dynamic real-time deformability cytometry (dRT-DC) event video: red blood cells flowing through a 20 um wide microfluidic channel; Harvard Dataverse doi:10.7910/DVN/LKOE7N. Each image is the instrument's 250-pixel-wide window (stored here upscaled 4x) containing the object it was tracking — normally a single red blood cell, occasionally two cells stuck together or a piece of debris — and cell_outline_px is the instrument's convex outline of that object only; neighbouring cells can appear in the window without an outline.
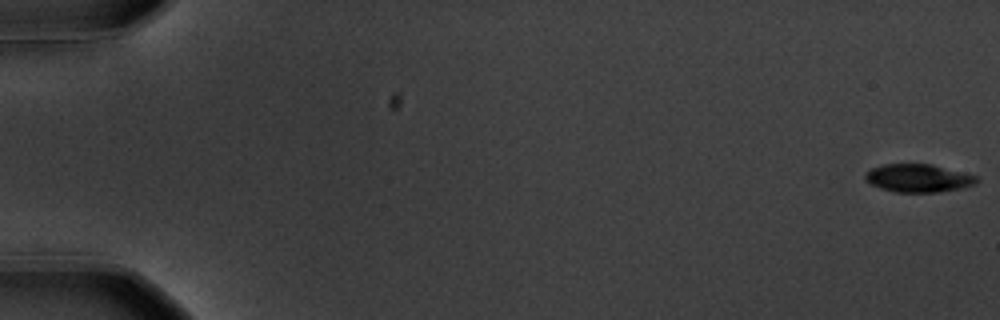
{"species": "common noctule bat (a hibernating species)", "species_latin": "Nyctalus noctula", "temperature_condition": "warm", "stored_images_in_passage": 58, "camera_frame_rate_fps": 3000, "um_per_image_px": 0.085, "animal": {"sex": "male", "body_mass_g": 20.1, "forearm_length_mm": 53.5}, "frame": {"image": 1, "passage_image": 1, "time_ms": 0.0, "image_size_px": [1000, 320], "cell_outline_px": [[980, 180], [976, 184], [960, 188], [936, 192], [896, 192], [880, 188], [864, 180], [864, 176], [872, 168], [884, 164], [932, 164], [976, 176]], "centroid_in_image_um": [78.05, 15.14], "position_along_channel_um": 6.9, "area_um2": 18.03}}
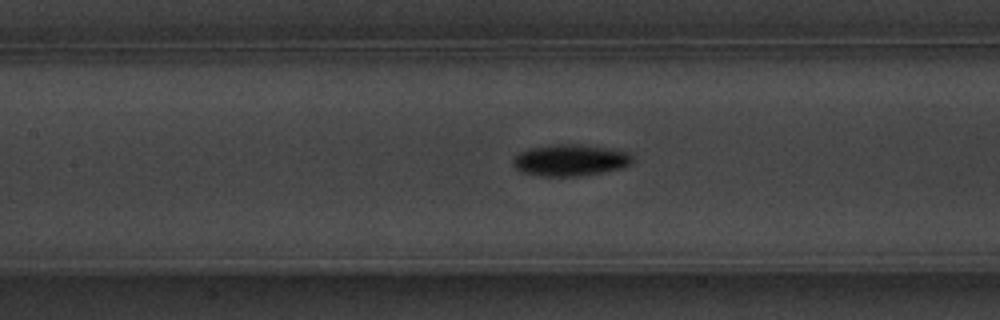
{"frame": {"image": 2, "passage_image": 28, "time_ms": 9.0, "image_size_px": [1000, 320], "cell_outline_px": [[632, 164], [624, 168], [604, 172], [576, 176], [540, 176], [520, 172], [512, 164], [512, 160], [520, 152], [528, 148], [556, 144], [580, 144], [628, 152], [632, 156]], "centroid_in_image_um": [48.46, 13.62], "position_along_channel_um": 158.9, "area_um2": 22.02}}
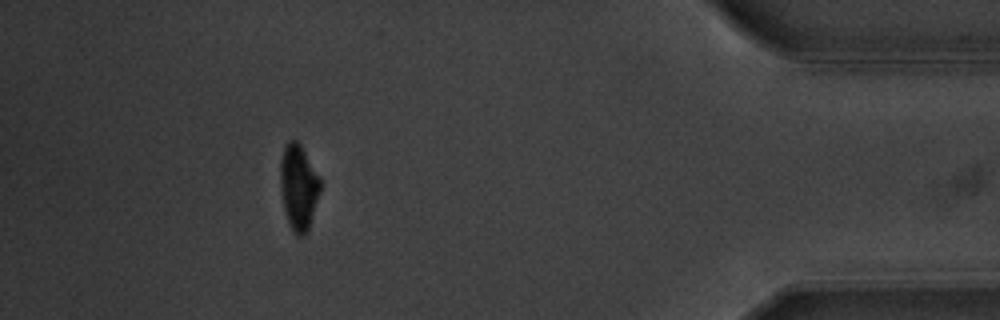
{"frame": {"image": 3, "passage_image": 53, "time_ms": 17.333, "image_size_px": [1000, 320], "cell_outline_px": [[320, 192], [308, 232], [304, 236], [300, 236], [292, 232], [284, 208], [280, 184], [280, 160], [284, 148], [288, 140], [296, 140], [300, 144], [320, 176]], "centroid_in_image_um": [25.39, 15.91], "position_along_channel_um": 409.8, "area_um2": 19.94}, "authors_computed_cell_mechanics": {"area_um2": 19.941, "velocity_mm_per_s": 3.5732, "shape_relaxation_time_tau1_ms": 3.2873, "shape_relaxation_time_tau2_ms": null, "deformation_change_tau1": 0.1868, "deformation_change_tau2": null}}